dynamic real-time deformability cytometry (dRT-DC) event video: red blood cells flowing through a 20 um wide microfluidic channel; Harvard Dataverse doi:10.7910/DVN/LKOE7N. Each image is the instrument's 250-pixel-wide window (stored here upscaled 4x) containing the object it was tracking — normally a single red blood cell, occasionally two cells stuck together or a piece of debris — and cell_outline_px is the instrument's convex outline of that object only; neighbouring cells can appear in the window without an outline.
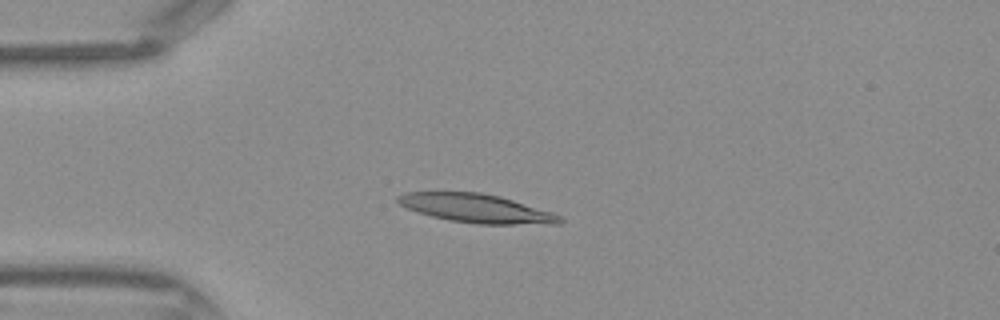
{"species": "Egyptian fruit bat (a non-hibernating species)", "species_latin": "Rousettus aegyptiacus", "temperature_condition": "warm", "stored_images_in_passage": 42, "camera_frame_rate_fps": 3000, "um_per_image_px": 0.085, "frame": {"image": 1, "passage_image": 10, "time_ms": 3.0, "image_size_px": [1000, 320], "cell_outline_px": [[564, 220], [560, 224], [476, 224], [448, 220], [432, 216], [408, 208], [400, 204], [396, 200], [396, 196], [408, 192], [480, 192], [500, 196], [552, 212], [564, 216]], "centroid_in_image_um": [40.55, 17.71], "position_along_channel_um": 44.5, "area_um2": 27.05}}
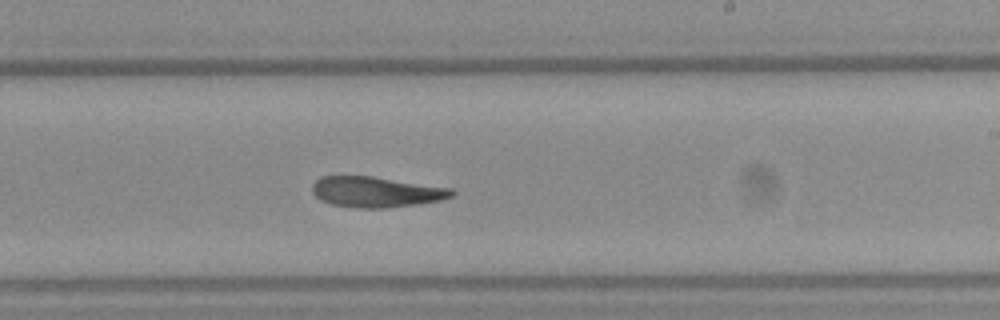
{"frame": {"image": 2, "passage_image": 25, "time_ms": 8.0, "image_size_px": [1000, 320], "cell_outline_px": [[456, 192], [452, 196], [440, 200], [420, 204], [384, 208], [352, 208], [332, 204], [320, 200], [312, 192], [312, 184], [320, 176], [372, 176], [452, 188]], "centroid_in_image_um": [31.96, 16.32], "position_along_channel_um": 257.0, "area_um2": 25.03}}
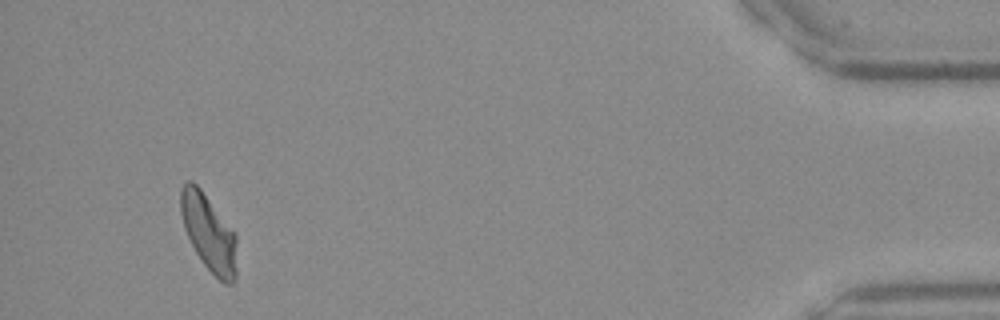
{"frame": {"image": 3, "passage_image": 40, "time_ms": 13.0, "image_size_px": [1000, 320], "cell_outline_px": [[236, 276], [232, 284], [224, 284], [204, 264], [196, 252], [184, 228], [180, 212], [180, 188], [188, 180], [192, 180], [200, 188], [236, 232]], "centroid_in_image_um": [17.75, 19.76], "position_along_channel_um": 417.5, "area_um2": 25.09}}